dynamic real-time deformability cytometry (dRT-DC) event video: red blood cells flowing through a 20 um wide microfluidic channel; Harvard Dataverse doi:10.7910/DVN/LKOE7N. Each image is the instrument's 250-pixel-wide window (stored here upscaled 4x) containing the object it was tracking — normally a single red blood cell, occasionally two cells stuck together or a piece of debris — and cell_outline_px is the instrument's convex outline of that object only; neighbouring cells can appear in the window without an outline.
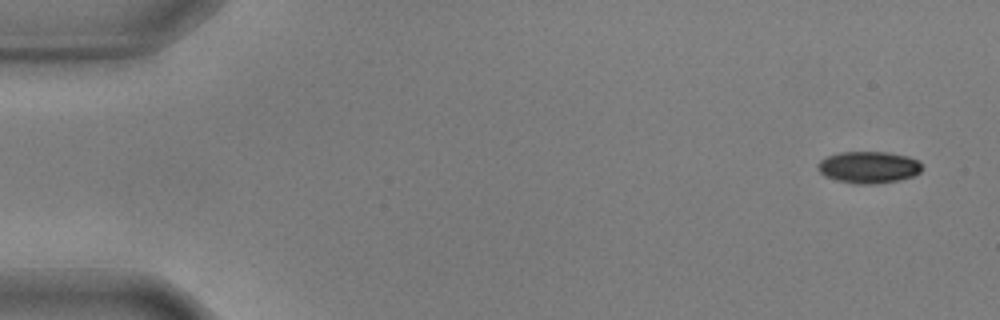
{"species": "common noctule bat (a hibernating species)", "species_latin": "Nyctalus noctula", "temperature_condition": "warm", "stored_images_in_passage": 55, "camera_frame_rate_fps": 3000, "um_per_image_px": 0.085, "animal": {"sex": "male", "body_mass_g": 17.9, "forearm_length_mm": 54.2}, "frame": {"image": 1, "passage_image": 1, "time_ms": 0.0, "image_size_px": [1000, 320], "cell_outline_px": [[924, 168], [920, 172], [912, 176], [900, 180], [876, 184], [852, 184], [836, 180], [824, 176], [816, 168], [816, 164], [820, 160], [828, 156], [840, 152], [888, 152], [908, 156], [916, 160]], "centroid_in_image_um": [73.81, 14.22], "position_along_channel_um": 11.2, "area_um2": 19.54}}
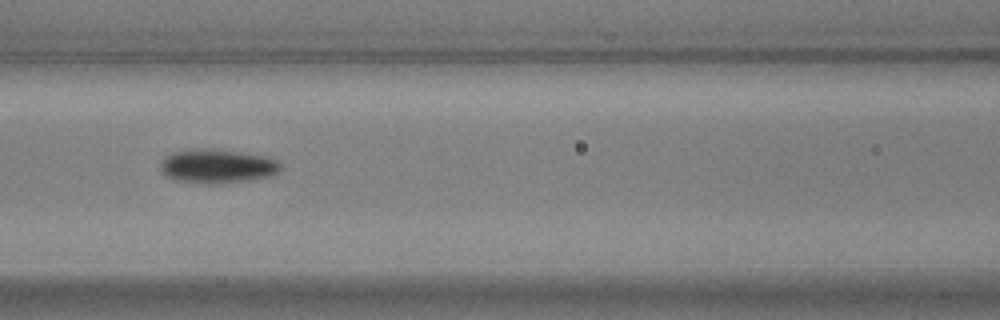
{"frame": {"image": 2, "passage_image": 23, "time_ms": 7.333, "image_size_px": [1000, 320], "cell_outline_px": [[280, 168], [272, 176], [244, 180], [176, 180], [160, 172], [160, 164], [164, 156], [172, 152], [196, 148], [212, 148], [268, 156], [276, 160], [280, 164]], "centroid_in_image_um": [18.45, 14.04], "position_along_channel_um": 148.2, "area_um2": 22.77}}
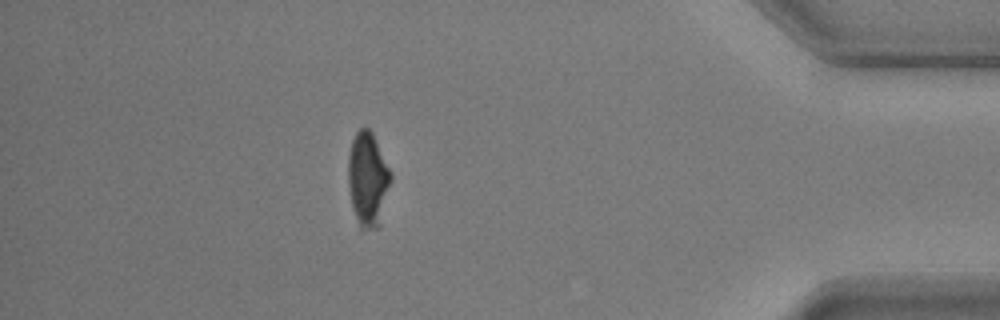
{"frame": {"image": 3, "passage_image": 48, "time_ms": 15.667, "image_size_px": [1000, 320], "cell_outline_px": [[392, 180], [380, 224], [376, 228], [360, 232], [352, 208], [348, 184], [348, 156], [352, 140], [356, 132], [360, 128], [368, 128], [372, 132], [392, 172]], "centroid_in_image_um": [31.27, 15.28], "position_along_channel_um": 403.9, "area_um2": 23.93}, "authors_computed_cell_mechanics": {"area_um2": 22.0796, "velocity_mm_per_s": 3.5791, "shape_relaxation_time_tau1_ms": 3.0259, "shape_relaxation_time_tau2_ms": 3.2183, "deformation_change_tau1": 0.1467, "deformation_change_tau2": 0.0699}}